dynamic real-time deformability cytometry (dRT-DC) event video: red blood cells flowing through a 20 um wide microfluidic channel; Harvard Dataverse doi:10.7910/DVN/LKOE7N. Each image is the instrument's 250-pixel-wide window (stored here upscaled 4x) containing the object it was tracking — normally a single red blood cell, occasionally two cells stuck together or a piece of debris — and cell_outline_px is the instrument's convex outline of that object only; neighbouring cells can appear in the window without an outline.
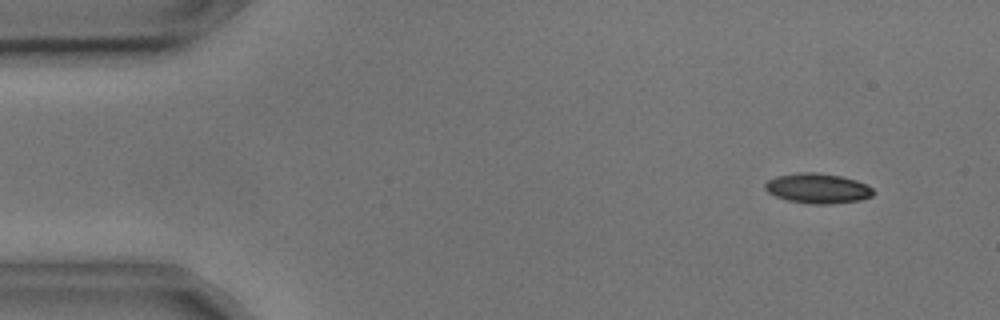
{"species": "common noctule bat (a hibernating species)", "species_latin": "Nyctalus noctula", "temperature_condition": "cold", "stored_images_in_passage": 3, "camera_frame_rate_fps": 3000, "um_per_image_px": 0.085, "animal": {"sex": "male", "body_mass_g": 17.9, "forearm_length_mm": 54.2}, "frame": {"image": 1, "passage_image": 1, "time_ms": 0.0, "image_size_px": [1000, 320], "cell_outline_px": [[876, 192], [872, 196], [860, 200], [828, 204], [812, 204], [788, 200], [776, 196], [768, 192], [764, 188], [764, 184], [768, 180], [776, 176], [800, 172], [816, 172], [840, 176], [856, 180], [872, 188]], "centroid_in_image_um": [69.5, 16.01], "position_along_channel_um": 15.5, "area_um2": 18.84}}